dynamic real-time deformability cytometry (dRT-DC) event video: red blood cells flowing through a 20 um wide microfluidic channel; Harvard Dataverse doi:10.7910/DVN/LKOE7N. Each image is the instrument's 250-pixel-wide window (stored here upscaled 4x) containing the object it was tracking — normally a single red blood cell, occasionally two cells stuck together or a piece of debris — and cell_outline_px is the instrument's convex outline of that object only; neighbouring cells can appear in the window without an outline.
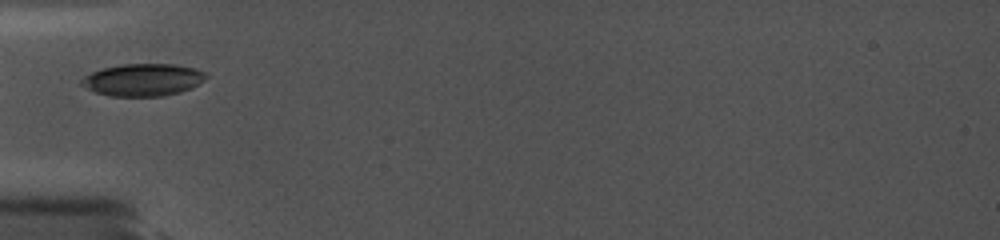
{"species": "common noctule bat (a hibernating species)", "species_latin": "Nyctalus noctula", "temperature_condition": "cold", "stored_images_in_passage": 4, "camera_frame_rate_fps": 5000, "um_per_image_px": 0.085, "animal": {"sex": "female", "body_mass_g": 19.0, "forearm_length_mm": 56.7}, "frame": {"image": 1, "passage_image": 1, "time_ms": 0.0, "image_size_px": [1000, 240], "cell_outline_px": [[208, 76], [204, 80], [192, 88], [180, 92], [164, 96], [112, 96], [96, 92], [80, 84], [80, 80], [84, 76], [92, 72], [104, 68], [124, 64], [176, 64], [196, 68], [208, 72]], "centroid_in_image_um": [12.21, 6.78], "position_along_channel_um": 72.8, "area_um2": 23.52}}
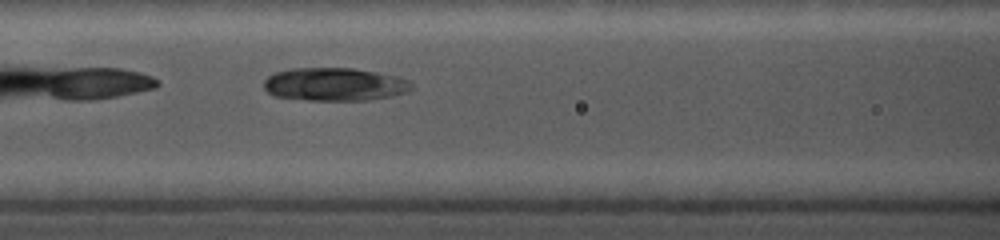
{"frame": {"image": 2, "passage_image": 3, "time_ms": 1.8, "image_size_px": [1000, 240], "cell_outline_px": [[416, 88], [408, 92], [392, 96], [368, 100], [312, 100], [272, 96], [264, 88], [264, 80], [268, 76], [276, 72], [292, 68], [352, 68], [376, 72], [396, 76], [412, 80]], "centroid_in_image_um": [28.5, 7.17], "position_along_channel_um": 138.1, "area_um2": 28.78}}